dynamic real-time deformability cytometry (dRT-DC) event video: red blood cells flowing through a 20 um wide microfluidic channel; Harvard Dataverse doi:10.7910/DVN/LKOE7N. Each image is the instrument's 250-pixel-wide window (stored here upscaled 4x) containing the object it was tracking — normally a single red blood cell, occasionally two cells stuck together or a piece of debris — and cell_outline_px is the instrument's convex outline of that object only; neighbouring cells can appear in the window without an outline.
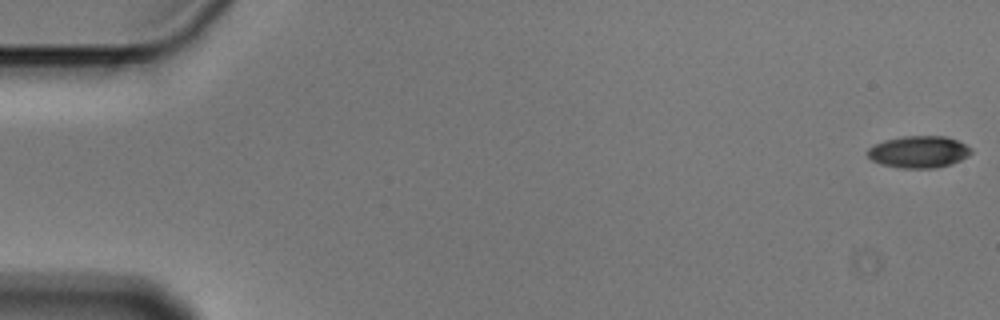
{"species": "Egyptian fruit bat (a non-hibernating species)", "species_latin": "Rousettus aegyptiacus", "temperature_condition": "cold", "stored_images_in_passage": 7, "camera_frame_rate_fps": 3000, "um_per_image_px": 0.085, "animal": {"sex": "male"}, "frame": {"image": 1, "passage_image": 1, "time_ms": 0.0, "image_size_px": [1000, 320], "cell_outline_px": [[972, 152], [968, 156], [952, 164], [936, 168], [900, 168], [880, 164], [872, 160], [868, 156], [868, 148], [884, 140], [904, 136], [948, 136], [972, 148]], "centroid_in_image_um": [78.11, 12.91], "position_along_channel_um": 6.9, "area_um2": 19.31}}
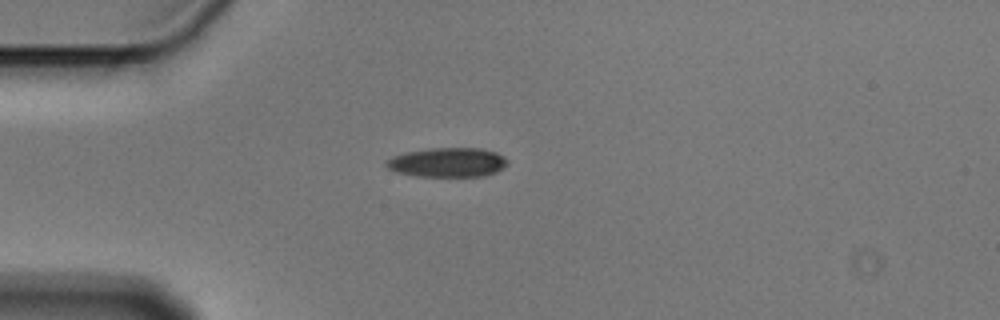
{"frame": {"image": 2, "passage_image": 5, "time_ms": 1.333, "image_size_px": [1000, 320], "cell_outline_px": [[508, 164], [504, 168], [496, 172], [484, 176], [416, 176], [396, 172], [388, 168], [384, 164], [384, 160], [392, 156], [404, 152], [428, 148], [480, 148], [496, 152], [504, 156], [508, 160]], "centroid_in_image_um": [38.03, 13.79], "position_along_channel_um": 47.0, "area_um2": 21.04}}
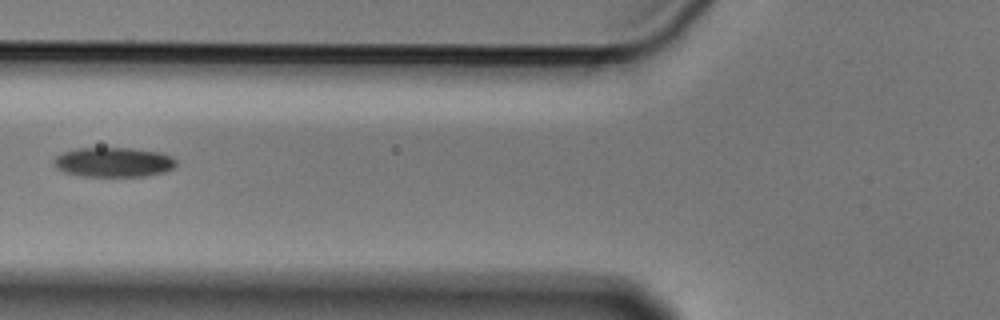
{"frame": {"image": 3, "passage_image": 7, "time_ms": 2.0, "image_size_px": [1000, 320], "cell_outline_px": [[176, 168], [164, 172], [148, 176], [84, 176], [64, 172], [56, 168], [52, 160], [60, 152], [76, 148], [132, 148], [160, 152], [172, 156], [176, 160]], "centroid_in_image_um": [9.66, 13.78], "position_along_channel_um": 116.1, "area_um2": 21.44}}